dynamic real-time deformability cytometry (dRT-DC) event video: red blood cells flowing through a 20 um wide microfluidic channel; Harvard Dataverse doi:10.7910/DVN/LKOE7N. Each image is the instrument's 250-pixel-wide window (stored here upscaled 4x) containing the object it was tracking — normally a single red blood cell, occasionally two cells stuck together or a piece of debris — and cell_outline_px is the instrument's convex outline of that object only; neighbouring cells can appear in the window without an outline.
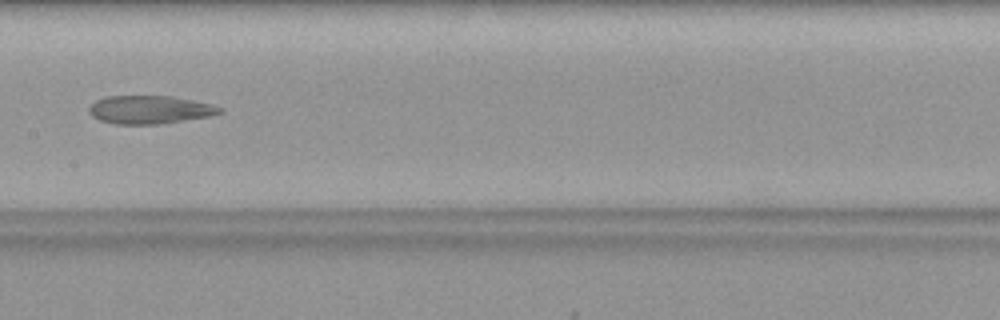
{"species": "common noctule bat (a hibernating species)", "species_latin": "Nyctalus noctula", "temperature_condition": "warm", "stored_images_in_passage": 37, "segment_of_instrument_passage": [1, 2], "camera_frame_rate_fps": 3000, "um_per_image_px": 0.085, "animal": {"sex": "female", "body_mass_g": 19.9}, "frame": {"image": 1, "passage_image": 21, "time_ms": 6.667, "image_size_px": [1000, 320], "cell_outline_px": [[224, 112], [212, 116], [164, 124], [116, 124], [100, 120], [92, 116], [88, 112], [88, 108], [96, 100], [104, 96], [172, 96], [212, 104], [224, 108]], "centroid_in_image_um": [12.77, 9.33], "position_along_channel_um": 194.6, "area_um2": 21.79}}
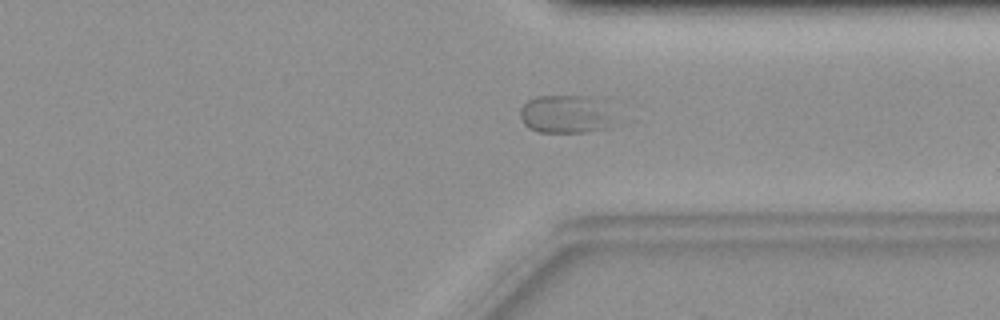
{"frame": {"image": 2, "passage_image": 32, "time_ms": 10.333, "image_size_px": [1000, 320], "cell_outline_px": [[612, 116], [604, 128], [584, 132], [536, 132], [528, 128], [524, 124], [520, 116], [520, 108], [528, 100], [536, 96], [588, 96]], "centroid_in_image_um": [47.9, 9.72], "position_along_channel_um": 363.5, "area_um2": 20.11}}
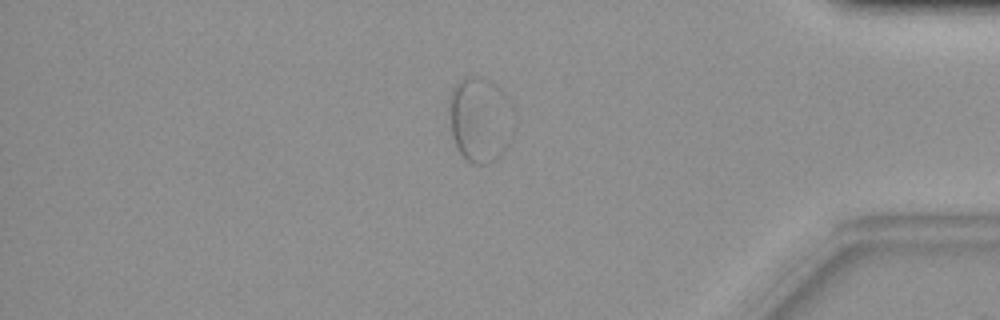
{"frame": {"image": 3, "passage_image": 36, "time_ms": 11.667, "image_size_px": [1000, 320], "cell_outline_px": [[516, 128], [508, 144], [500, 156], [488, 164], [472, 164], [460, 152], [452, 136], [452, 88], [464, 76], [476, 76], [488, 80], [496, 84], [508, 96], [516, 112]], "centroid_in_image_um": [40.93, 10.16], "position_along_channel_um": 394.3, "area_um2": 32.37}}